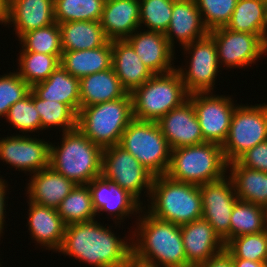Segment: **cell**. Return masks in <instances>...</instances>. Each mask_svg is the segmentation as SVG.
I'll return each instance as SVG.
<instances>
[{"mask_svg": "<svg viewBox=\"0 0 267 267\" xmlns=\"http://www.w3.org/2000/svg\"><path fill=\"white\" fill-rule=\"evenodd\" d=\"M265 28H266V42H267V0H265Z\"/></svg>", "mask_w": 267, "mask_h": 267, "instance_id": "f907efd6", "label": "cell"}, {"mask_svg": "<svg viewBox=\"0 0 267 267\" xmlns=\"http://www.w3.org/2000/svg\"><path fill=\"white\" fill-rule=\"evenodd\" d=\"M234 267H267V262H257L240 258H233Z\"/></svg>", "mask_w": 267, "mask_h": 267, "instance_id": "7dc6e473", "label": "cell"}, {"mask_svg": "<svg viewBox=\"0 0 267 267\" xmlns=\"http://www.w3.org/2000/svg\"><path fill=\"white\" fill-rule=\"evenodd\" d=\"M194 267H234L233 257L231 253L224 248L210 257L207 261L197 264Z\"/></svg>", "mask_w": 267, "mask_h": 267, "instance_id": "ee69618b", "label": "cell"}, {"mask_svg": "<svg viewBox=\"0 0 267 267\" xmlns=\"http://www.w3.org/2000/svg\"><path fill=\"white\" fill-rule=\"evenodd\" d=\"M100 223L92 220L67 225L58 252L94 267H123L132 252V239L119 238L111 226Z\"/></svg>", "mask_w": 267, "mask_h": 267, "instance_id": "6da1fadb", "label": "cell"}, {"mask_svg": "<svg viewBox=\"0 0 267 267\" xmlns=\"http://www.w3.org/2000/svg\"><path fill=\"white\" fill-rule=\"evenodd\" d=\"M225 248L233 258L267 262V233L245 234L230 239Z\"/></svg>", "mask_w": 267, "mask_h": 267, "instance_id": "74e56055", "label": "cell"}, {"mask_svg": "<svg viewBox=\"0 0 267 267\" xmlns=\"http://www.w3.org/2000/svg\"><path fill=\"white\" fill-rule=\"evenodd\" d=\"M164 34L173 49L174 39L184 47L209 34L195 0H174L171 21Z\"/></svg>", "mask_w": 267, "mask_h": 267, "instance_id": "44dd1931", "label": "cell"}, {"mask_svg": "<svg viewBox=\"0 0 267 267\" xmlns=\"http://www.w3.org/2000/svg\"><path fill=\"white\" fill-rule=\"evenodd\" d=\"M34 104L40 115L41 131L61 127L62 133L77 128V114L66 104L43 100L34 93Z\"/></svg>", "mask_w": 267, "mask_h": 267, "instance_id": "d590c367", "label": "cell"}, {"mask_svg": "<svg viewBox=\"0 0 267 267\" xmlns=\"http://www.w3.org/2000/svg\"><path fill=\"white\" fill-rule=\"evenodd\" d=\"M132 119V98L127 93L118 100L81 107L77 114V128L104 149L119 144Z\"/></svg>", "mask_w": 267, "mask_h": 267, "instance_id": "8992f818", "label": "cell"}, {"mask_svg": "<svg viewBox=\"0 0 267 267\" xmlns=\"http://www.w3.org/2000/svg\"><path fill=\"white\" fill-rule=\"evenodd\" d=\"M185 54H190L189 67L176 68L189 94L213 92L218 69L220 68L217 47L214 39L208 34L205 37L185 45Z\"/></svg>", "mask_w": 267, "mask_h": 267, "instance_id": "8fae6325", "label": "cell"}, {"mask_svg": "<svg viewBox=\"0 0 267 267\" xmlns=\"http://www.w3.org/2000/svg\"><path fill=\"white\" fill-rule=\"evenodd\" d=\"M60 146L50 144V164L76 185H87L102 175L103 149L78 128L63 132Z\"/></svg>", "mask_w": 267, "mask_h": 267, "instance_id": "3957f363", "label": "cell"}, {"mask_svg": "<svg viewBox=\"0 0 267 267\" xmlns=\"http://www.w3.org/2000/svg\"><path fill=\"white\" fill-rule=\"evenodd\" d=\"M53 23H55L54 0H8L1 25L13 24L12 27L19 39L29 31L47 27Z\"/></svg>", "mask_w": 267, "mask_h": 267, "instance_id": "d6986e66", "label": "cell"}, {"mask_svg": "<svg viewBox=\"0 0 267 267\" xmlns=\"http://www.w3.org/2000/svg\"><path fill=\"white\" fill-rule=\"evenodd\" d=\"M123 267H163L159 266L156 263L143 259L136 255L133 251L127 256Z\"/></svg>", "mask_w": 267, "mask_h": 267, "instance_id": "bcb514c9", "label": "cell"}, {"mask_svg": "<svg viewBox=\"0 0 267 267\" xmlns=\"http://www.w3.org/2000/svg\"><path fill=\"white\" fill-rule=\"evenodd\" d=\"M182 241L187 258V267L207 261L225 248L224 241L209 222L203 218L180 226Z\"/></svg>", "mask_w": 267, "mask_h": 267, "instance_id": "ffe728a7", "label": "cell"}, {"mask_svg": "<svg viewBox=\"0 0 267 267\" xmlns=\"http://www.w3.org/2000/svg\"><path fill=\"white\" fill-rule=\"evenodd\" d=\"M140 215L136 220L138 228L132 231V251L159 266L187 267L180 226L157 219L143 209Z\"/></svg>", "mask_w": 267, "mask_h": 267, "instance_id": "7a4b0ae2", "label": "cell"}, {"mask_svg": "<svg viewBox=\"0 0 267 267\" xmlns=\"http://www.w3.org/2000/svg\"><path fill=\"white\" fill-rule=\"evenodd\" d=\"M149 199L146 211L157 219L181 226L202 218L198 185L175 181L167 175L154 176Z\"/></svg>", "mask_w": 267, "mask_h": 267, "instance_id": "277c9868", "label": "cell"}, {"mask_svg": "<svg viewBox=\"0 0 267 267\" xmlns=\"http://www.w3.org/2000/svg\"><path fill=\"white\" fill-rule=\"evenodd\" d=\"M264 231L267 233V206H264Z\"/></svg>", "mask_w": 267, "mask_h": 267, "instance_id": "681fc988", "label": "cell"}, {"mask_svg": "<svg viewBox=\"0 0 267 267\" xmlns=\"http://www.w3.org/2000/svg\"><path fill=\"white\" fill-rule=\"evenodd\" d=\"M50 143L29 134L0 137V160L32 175L49 166Z\"/></svg>", "mask_w": 267, "mask_h": 267, "instance_id": "9a60e30c", "label": "cell"}, {"mask_svg": "<svg viewBox=\"0 0 267 267\" xmlns=\"http://www.w3.org/2000/svg\"><path fill=\"white\" fill-rule=\"evenodd\" d=\"M7 188H8V184L7 181H5L4 179H2V176L0 177V237L2 236L1 234L3 233L4 230V223L5 222V215H6V198L5 197L7 194ZM6 206V207H5ZM5 210V211H4ZM5 214V215H4ZM5 218V219H4Z\"/></svg>", "mask_w": 267, "mask_h": 267, "instance_id": "f6af8a7d", "label": "cell"}, {"mask_svg": "<svg viewBox=\"0 0 267 267\" xmlns=\"http://www.w3.org/2000/svg\"><path fill=\"white\" fill-rule=\"evenodd\" d=\"M227 170L222 146L204 142L172 149L166 175L175 181L200 186L223 178Z\"/></svg>", "mask_w": 267, "mask_h": 267, "instance_id": "5b68a950", "label": "cell"}, {"mask_svg": "<svg viewBox=\"0 0 267 267\" xmlns=\"http://www.w3.org/2000/svg\"><path fill=\"white\" fill-rule=\"evenodd\" d=\"M267 140V104L237 105L230 130L222 146L227 163L236 161L246 151Z\"/></svg>", "mask_w": 267, "mask_h": 267, "instance_id": "9c48e42d", "label": "cell"}, {"mask_svg": "<svg viewBox=\"0 0 267 267\" xmlns=\"http://www.w3.org/2000/svg\"><path fill=\"white\" fill-rule=\"evenodd\" d=\"M31 90L43 100L64 103L76 114L80 111V80L61 65L45 81L31 87Z\"/></svg>", "mask_w": 267, "mask_h": 267, "instance_id": "484cf974", "label": "cell"}, {"mask_svg": "<svg viewBox=\"0 0 267 267\" xmlns=\"http://www.w3.org/2000/svg\"><path fill=\"white\" fill-rule=\"evenodd\" d=\"M130 95L133 118L157 122L169 111L187 101L189 93L175 69L165 74H154Z\"/></svg>", "mask_w": 267, "mask_h": 267, "instance_id": "52a82bcc", "label": "cell"}, {"mask_svg": "<svg viewBox=\"0 0 267 267\" xmlns=\"http://www.w3.org/2000/svg\"><path fill=\"white\" fill-rule=\"evenodd\" d=\"M18 40L21 41V51H31L47 55H62L63 52L61 32L57 22L47 27L29 31Z\"/></svg>", "mask_w": 267, "mask_h": 267, "instance_id": "8d00e7d4", "label": "cell"}, {"mask_svg": "<svg viewBox=\"0 0 267 267\" xmlns=\"http://www.w3.org/2000/svg\"><path fill=\"white\" fill-rule=\"evenodd\" d=\"M125 40L153 74H165L176 69L172 62L175 50L164 33L145 29L140 31L139 28Z\"/></svg>", "mask_w": 267, "mask_h": 267, "instance_id": "ac0fdd59", "label": "cell"}, {"mask_svg": "<svg viewBox=\"0 0 267 267\" xmlns=\"http://www.w3.org/2000/svg\"><path fill=\"white\" fill-rule=\"evenodd\" d=\"M30 180L25 190L29 197L28 201L54 209L58 208L76 186L73 181L50 166L31 175Z\"/></svg>", "mask_w": 267, "mask_h": 267, "instance_id": "603a6c76", "label": "cell"}, {"mask_svg": "<svg viewBox=\"0 0 267 267\" xmlns=\"http://www.w3.org/2000/svg\"><path fill=\"white\" fill-rule=\"evenodd\" d=\"M188 99L194 106L204 141L223 146L237 104L229 96L213 95L212 92L192 93Z\"/></svg>", "mask_w": 267, "mask_h": 267, "instance_id": "4fadbf2b", "label": "cell"}, {"mask_svg": "<svg viewBox=\"0 0 267 267\" xmlns=\"http://www.w3.org/2000/svg\"><path fill=\"white\" fill-rule=\"evenodd\" d=\"M200 193L202 218L209 222L226 244L230 240L232 209L239 200L231 177L225 175L219 180L200 185Z\"/></svg>", "mask_w": 267, "mask_h": 267, "instance_id": "5bb4252c", "label": "cell"}, {"mask_svg": "<svg viewBox=\"0 0 267 267\" xmlns=\"http://www.w3.org/2000/svg\"><path fill=\"white\" fill-rule=\"evenodd\" d=\"M30 90L17 70L0 75V118L5 117L10 107L26 97Z\"/></svg>", "mask_w": 267, "mask_h": 267, "instance_id": "b9f144b4", "label": "cell"}, {"mask_svg": "<svg viewBox=\"0 0 267 267\" xmlns=\"http://www.w3.org/2000/svg\"><path fill=\"white\" fill-rule=\"evenodd\" d=\"M226 28L266 38L265 0H238Z\"/></svg>", "mask_w": 267, "mask_h": 267, "instance_id": "4dcf8cb0", "label": "cell"}, {"mask_svg": "<svg viewBox=\"0 0 267 267\" xmlns=\"http://www.w3.org/2000/svg\"><path fill=\"white\" fill-rule=\"evenodd\" d=\"M102 176L126 190L141 204L143 189L147 191L145 196L150 197L154 175L119 145L103 149Z\"/></svg>", "mask_w": 267, "mask_h": 267, "instance_id": "30bf717a", "label": "cell"}, {"mask_svg": "<svg viewBox=\"0 0 267 267\" xmlns=\"http://www.w3.org/2000/svg\"><path fill=\"white\" fill-rule=\"evenodd\" d=\"M4 118L13 125L12 128H17L25 135L41 130L40 115L34 104V92L30 90L26 97L12 105Z\"/></svg>", "mask_w": 267, "mask_h": 267, "instance_id": "f35d334b", "label": "cell"}, {"mask_svg": "<svg viewBox=\"0 0 267 267\" xmlns=\"http://www.w3.org/2000/svg\"><path fill=\"white\" fill-rule=\"evenodd\" d=\"M264 231V207L238 200L230 217V239Z\"/></svg>", "mask_w": 267, "mask_h": 267, "instance_id": "e575fe53", "label": "cell"}, {"mask_svg": "<svg viewBox=\"0 0 267 267\" xmlns=\"http://www.w3.org/2000/svg\"><path fill=\"white\" fill-rule=\"evenodd\" d=\"M112 67L122 87L128 93L154 75L126 40H112Z\"/></svg>", "mask_w": 267, "mask_h": 267, "instance_id": "d4e9b609", "label": "cell"}, {"mask_svg": "<svg viewBox=\"0 0 267 267\" xmlns=\"http://www.w3.org/2000/svg\"><path fill=\"white\" fill-rule=\"evenodd\" d=\"M105 0H54L57 23L100 21Z\"/></svg>", "mask_w": 267, "mask_h": 267, "instance_id": "836d02e7", "label": "cell"}, {"mask_svg": "<svg viewBox=\"0 0 267 267\" xmlns=\"http://www.w3.org/2000/svg\"><path fill=\"white\" fill-rule=\"evenodd\" d=\"M239 200L267 206V173L241 166L237 161L228 164Z\"/></svg>", "mask_w": 267, "mask_h": 267, "instance_id": "f546056e", "label": "cell"}, {"mask_svg": "<svg viewBox=\"0 0 267 267\" xmlns=\"http://www.w3.org/2000/svg\"><path fill=\"white\" fill-rule=\"evenodd\" d=\"M87 185L89 186L93 207L97 215H100V212H108L107 215L113 216L112 219L116 222L114 224L121 225V222H124V218L126 219L132 214L134 216L138 213L140 214L142 209H146V206L142 207L143 205L134 196L116 183L108 181L102 175L94 178Z\"/></svg>", "mask_w": 267, "mask_h": 267, "instance_id": "2e32d148", "label": "cell"}, {"mask_svg": "<svg viewBox=\"0 0 267 267\" xmlns=\"http://www.w3.org/2000/svg\"><path fill=\"white\" fill-rule=\"evenodd\" d=\"M140 28L165 33L171 21L174 0H139Z\"/></svg>", "mask_w": 267, "mask_h": 267, "instance_id": "ab89813d", "label": "cell"}, {"mask_svg": "<svg viewBox=\"0 0 267 267\" xmlns=\"http://www.w3.org/2000/svg\"><path fill=\"white\" fill-rule=\"evenodd\" d=\"M236 161L248 169L267 173V140L246 151Z\"/></svg>", "mask_w": 267, "mask_h": 267, "instance_id": "7bdbcfd3", "label": "cell"}, {"mask_svg": "<svg viewBox=\"0 0 267 267\" xmlns=\"http://www.w3.org/2000/svg\"><path fill=\"white\" fill-rule=\"evenodd\" d=\"M59 28L63 52L94 49L109 41L100 21L64 22Z\"/></svg>", "mask_w": 267, "mask_h": 267, "instance_id": "f1b7e54d", "label": "cell"}, {"mask_svg": "<svg viewBox=\"0 0 267 267\" xmlns=\"http://www.w3.org/2000/svg\"><path fill=\"white\" fill-rule=\"evenodd\" d=\"M57 212L65 225L95 220L97 213L93 207L88 185H76L63 199Z\"/></svg>", "mask_w": 267, "mask_h": 267, "instance_id": "1f68e13d", "label": "cell"}, {"mask_svg": "<svg viewBox=\"0 0 267 267\" xmlns=\"http://www.w3.org/2000/svg\"><path fill=\"white\" fill-rule=\"evenodd\" d=\"M157 124L171 149L205 142L197 114L189 99L161 117Z\"/></svg>", "mask_w": 267, "mask_h": 267, "instance_id": "e0dca14e", "label": "cell"}, {"mask_svg": "<svg viewBox=\"0 0 267 267\" xmlns=\"http://www.w3.org/2000/svg\"><path fill=\"white\" fill-rule=\"evenodd\" d=\"M28 204L27 225L31 238L47 250L58 251L63 242L66 225L57 209L41 206L31 201H28Z\"/></svg>", "mask_w": 267, "mask_h": 267, "instance_id": "cb8c5ba5", "label": "cell"}, {"mask_svg": "<svg viewBox=\"0 0 267 267\" xmlns=\"http://www.w3.org/2000/svg\"><path fill=\"white\" fill-rule=\"evenodd\" d=\"M238 0H195L208 31L226 27ZM204 16V17H203Z\"/></svg>", "mask_w": 267, "mask_h": 267, "instance_id": "60d3db41", "label": "cell"}, {"mask_svg": "<svg viewBox=\"0 0 267 267\" xmlns=\"http://www.w3.org/2000/svg\"><path fill=\"white\" fill-rule=\"evenodd\" d=\"M60 65L79 80L112 68V41L94 49L62 52Z\"/></svg>", "mask_w": 267, "mask_h": 267, "instance_id": "83f0119b", "label": "cell"}, {"mask_svg": "<svg viewBox=\"0 0 267 267\" xmlns=\"http://www.w3.org/2000/svg\"><path fill=\"white\" fill-rule=\"evenodd\" d=\"M139 0H105L100 24L106 37L125 40L140 28Z\"/></svg>", "mask_w": 267, "mask_h": 267, "instance_id": "7402d4cb", "label": "cell"}, {"mask_svg": "<svg viewBox=\"0 0 267 267\" xmlns=\"http://www.w3.org/2000/svg\"><path fill=\"white\" fill-rule=\"evenodd\" d=\"M8 6V0H0V24L5 16Z\"/></svg>", "mask_w": 267, "mask_h": 267, "instance_id": "c3c4849f", "label": "cell"}, {"mask_svg": "<svg viewBox=\"0 0 267 267\" xmlns=\"http://www.w3.org/2000/svg\"><path fill=\"white\" fill-rule=\"evenodd\" d=\"M217 47L218 60L226 68H244L267 55L266 38L261 34L229 30L226 27L209 31Z\"/></svg>", "mask_w": 267, "mask_h": 267, "instance_id": "7c38bea8", "label": "cell"}, {"mask_svg": "<svg viewBox=\"0 0 267 267\" xmlns=\"http://www.w3.org/2000/svg\"><path fill=\"white\" fill-rule=\"evenodd\" d=\"M118 145L154 176L166 175L172 149L156 121L133 118L124 130Z\"/></svg>", "mask_w": 267, "mask_h": 267, "instance_id": "ba28073f", "label": "cell"}, {"mask_svg": "<svg viewBox=\"0 0 267 267\" xmlns=\"http://www.w3.org/2000/svg\"><path fill=\"white\" fill-rule=\"evenodd\" d=\"M122 87L113 67L80 79V108L123 98Z\"/></svg>", "mask_w": 267, "mask_h": 267, "instance_id": "4316f807", "label": "cell"}, {"mask_svg": "<svg viewBox=\"0 0 267 267\" xmlns=\"http://www.w3.org/2000/svg\"><path fill=\"white\" fill-rule=\"evenodd\" d=\"M19 76L30 86L45 81L60 65L61 55H47L31 51L19 52Z\"/></svg>", "mask_w": 267, "mask_h": 267, "instance_id": "d6a6232c", "label": "cell"}]
</instances>
